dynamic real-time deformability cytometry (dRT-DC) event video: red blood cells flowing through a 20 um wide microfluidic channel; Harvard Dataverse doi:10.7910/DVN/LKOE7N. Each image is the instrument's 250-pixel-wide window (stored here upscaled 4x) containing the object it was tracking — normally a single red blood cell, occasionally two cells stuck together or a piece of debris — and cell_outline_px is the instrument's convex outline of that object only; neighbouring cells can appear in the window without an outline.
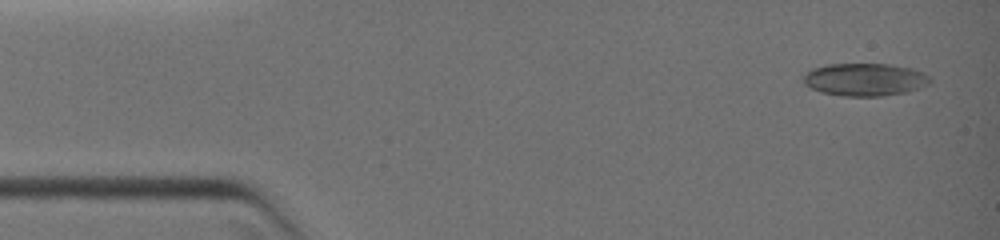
{"species": "common noctule bat (a hibernating species)", "species_latin": "Nyctalus noctula", "temperature_condition": "warm", "stored_images_in_passage": 4, "camera_frame_rate_fps": 3000, "um_per_image_px": 0.085, "animal": {"sex": "female", "body_mass_g": 19.0, "forearm_length_mm": 51.5}, "frame": {"image": 1, "passage_image": 1, "time_ms": 0.0, "image_size_px": [1000, 240], "cell_outline_px": [[932, 80], [928, 84], [908, 92], [884, 96], [844, 96], [820, 92], [804, 84], [804, 76], [812, 68], [828, 64], [892, 64], [912, 68], [928, 76]], "centroid_in_image_um": [73.52, 6.76], "position_along_channel_um": 11.5, "area_um2": 24.1}}
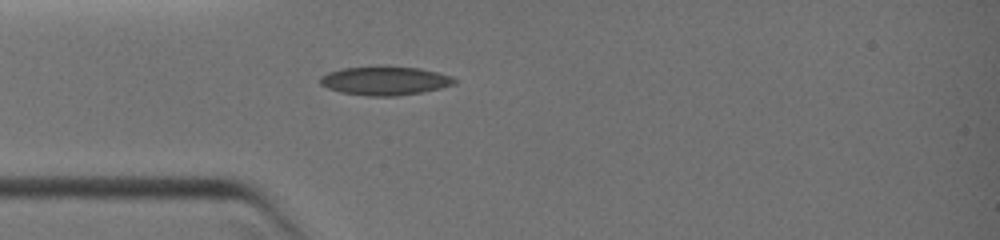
{"frame": {"image": 2, "passage_image": 4, "time_ms": 3.0, "image_size_px": [1000, 240], "cell_outline_px": [[456, 84], [440, 88], [420, 92], [396, 96], [368, 96], [340, 92], [328, 88], [320, 84], [320, 76], [328, 72], [344, 68], [380, 64], [420, 68], [452, 76], [456, 80]], "centroid_in_image_um": [32.7, 6.83], "position_along_channel_um": 52.3, "area_um2": 22.95}}